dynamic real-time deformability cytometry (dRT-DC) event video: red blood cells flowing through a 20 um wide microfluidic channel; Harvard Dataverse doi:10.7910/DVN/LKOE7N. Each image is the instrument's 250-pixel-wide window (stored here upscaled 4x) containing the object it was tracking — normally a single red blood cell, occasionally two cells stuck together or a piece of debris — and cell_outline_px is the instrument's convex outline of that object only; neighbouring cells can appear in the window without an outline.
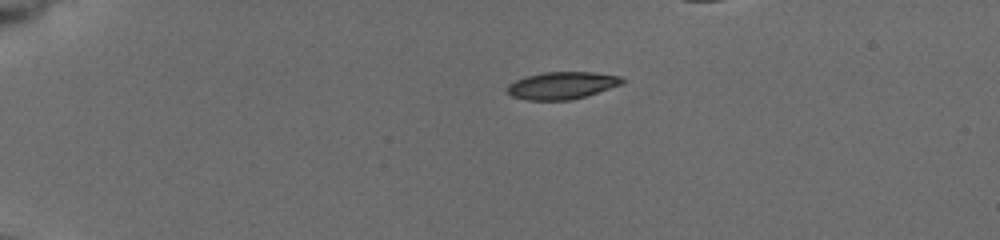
{"species": "common noctule bat (a hibernating species)", "species_latin": "Nyctalus noctula", "temperature_condition": "cold", "stored_images_in_passage": 57, "camera_frame_rate_fps": 3000, "um_per_image_px": 0.085, "animal": {"sex": "female", "body_mass_g": 19.5, "forearm_length_mm": 54.1}, "frame": {"image": 1, "passage_image": 1, "time_ms": 0.0, "image_size_px": [1000, 240], "cell_outline_px": [[624, 84], [572, 100], [528, 100], [512, 96], [508, 92], [508, 84], [516, 80], [528, 76], [544, 72], [592, 72], [620, 76], [624, 80]], "centroid_in_image_um": [47.8, 7.26], "position_along_channel_um": 37.2, "area_um2": 18.15}}
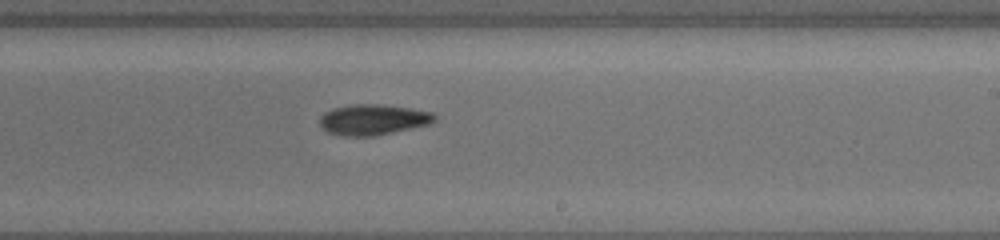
{"frame": {"image": 2, "passage_image": 29, "time_ms": 7.667, "image_size_px": [1000, 240], "cell_outline_px": [[436, 120], [428, 124], [376, 136], [340, 136], [328, 132], [320, 128], [320, 116], [324, 112], [332, 108], [352, 104], [376, 104], [412, 108], [432, 112], [436, 116]], "centroid_in_image_um": [31.67, 10.17], "position_along_channel_um": 257.3, "area_um2": 20.63}}
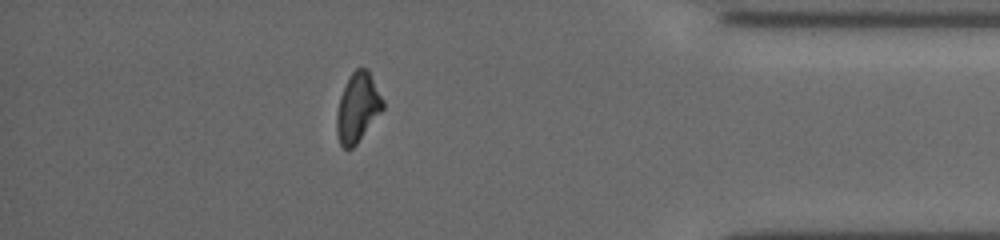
{"frame": {"image": 3, "passage_image": 53, "time_ms": 12.333, "image_size_px": [1000, 240], "cell_outline_px": [[384, 108], [356, 144], [352, 148], [344, 148], [340, 144], [336, 132], [336, 112], [340, 96], [352, 72], [356, 68], [368, 68], [384, 100]], "centroid_in_image_um": [30.4, 9.13], "position_along_channel_um": 404.8, "area_um2": 18.55}}